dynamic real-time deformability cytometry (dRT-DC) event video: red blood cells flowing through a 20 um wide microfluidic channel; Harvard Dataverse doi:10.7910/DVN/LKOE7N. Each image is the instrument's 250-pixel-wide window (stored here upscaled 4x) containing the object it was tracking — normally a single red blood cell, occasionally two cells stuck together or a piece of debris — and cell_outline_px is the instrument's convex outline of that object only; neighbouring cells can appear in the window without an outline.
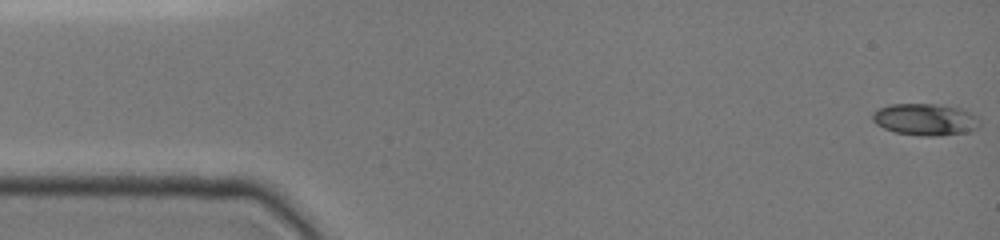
{"species": "common noctule bat (a hibernating species)", "species_latin": "Nyctalus noctula", "temperature_condition": "cold", "stored_images_in_passage": 69, "camera_frame_rate_fps": 3000, "um_per_image_px": 0.085, "animal": {"sex": "female", "body_mass_g": 19.0, "forearm_length_mm": 51.5}, "frame": {"image": 1, "passage_image": 1, "time_ms": 0.0, "image_size_px": [1000, 240], "cell_outline_px": [[980, 124], [972, 132], [940, 136], [920, 136], [896, 132], [884, 128], [876, 124], [872, 120], [872, 112], [880, 108], [892, 104], [940, 104], [960, 108], [976, 116], [980, 120]], "centroid_in_image_um": [78.67, 10.17], "position_along_channel_um": 6.3, "area_um2": 20.06}}
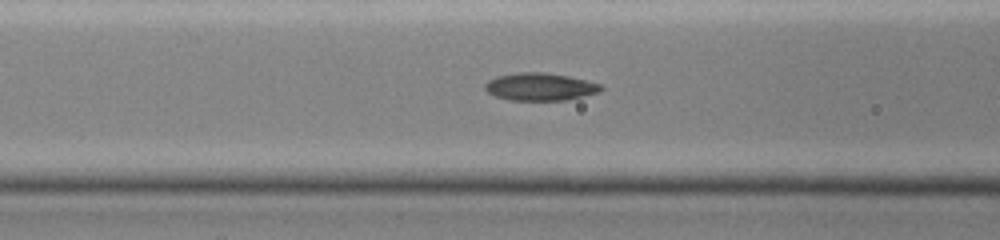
{"frame": {"image": 2, "passage_image": 29, "time_ms": 6.0, "image_size_px": [1000, 240], "cell_outline_px": [[604, 88], [600, 92], [564, 100], [508, 100], [496, 96], [488, 92], [484, 88], [484, 84], [488, 80], [496, 76], [516, 72], [544, 72], [568, 76], [600, 84]], "centroid_in_image_um": [45.87, 7.37], "position_along_channel_um": 120.7, "area_um2": 18.61}}
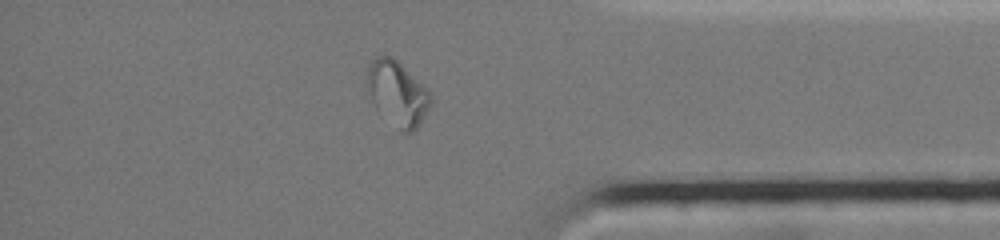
{"frame": {"image": 3, "passage_image": 56, "time_ms": 13.333, "image_size_px": [1000, 240], "cell_outline_px": [[432, 104], [420, 124], [412, 132], [400, 132], [376, 108], [372, 100], [368, 84], [368, 64], [376, 56], [392, 56], [428, 88], [432, 96]], "centroid_in_image_um": [33.83, 7.95], "position_along_channel_um": 401.4, "area_um2": 23.87}, "authors_computed_cell_mechanics": {"area_um2": 18.6116, "velocity_mm_per_s": 3.9679, "shape_relaxation_time_tau1_ms": null, "shape_relaxation_time_tau2_ms": 2.4356, "deformation_change_tau1": null, "deformation_change_tau2": 0.055}}